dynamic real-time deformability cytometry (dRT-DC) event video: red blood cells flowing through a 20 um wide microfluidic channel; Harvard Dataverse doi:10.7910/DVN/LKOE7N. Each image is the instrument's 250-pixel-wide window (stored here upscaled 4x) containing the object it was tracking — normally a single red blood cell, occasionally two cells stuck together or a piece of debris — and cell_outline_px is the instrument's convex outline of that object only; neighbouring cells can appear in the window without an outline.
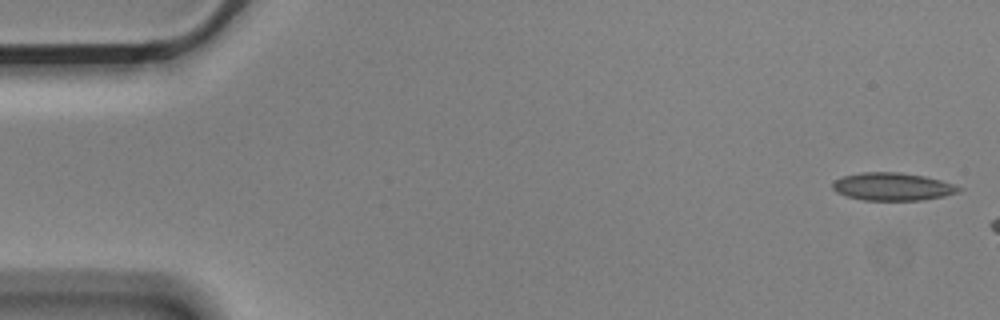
{"species": "Egyptian fruit bat (a non-hibernating species)", "species_latin": "Rousettus aegyptiacus", "temperature_condition": "cold", "stored_images_in_passage": 3, "camera_frame_rate_fps": 3000, "um_per_image_px": 0.085, "animal": {"sex": "male"}, "frame": {"image": 1, "passage_image": 1, "time_ms": 0.0, "image_size_px": [1000, 320], "cell_outline_px": [[964, 188], [960, 192], [944, 196], [924, 200], [864, 200], [844, 196], [836, 192], [832, 188], [832, 180], [844, 176], [860, 172], [900, 172], [924, 176], [940, 180]], "centroid_in_image_um": [75.84, 15.86], "position_along_channel_um": 9.2, "area_um2": 20.63}}